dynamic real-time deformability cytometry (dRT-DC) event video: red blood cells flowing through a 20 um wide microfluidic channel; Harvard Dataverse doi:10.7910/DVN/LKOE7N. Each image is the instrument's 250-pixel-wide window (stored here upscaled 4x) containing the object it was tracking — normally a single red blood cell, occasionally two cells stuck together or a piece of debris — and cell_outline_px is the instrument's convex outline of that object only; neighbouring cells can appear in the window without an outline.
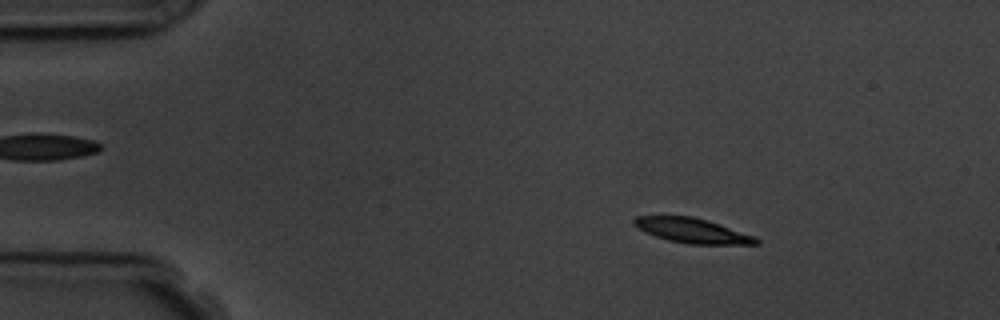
{"species": "common noctule bat (a hibernating species)", "species_latin": "Nyctalus noctula", "temperature_condition": "room temperature", "stored_images_in_passage": 4, "camera_frame_rate_fps": 3000, "um_per_image_px": 0.085, "animal": {"sex": "male", "body_mass_g": 19.5, "forearm_length_mm": 54.6}, "frame": {"image": 1, "passage_image": 2, "time_ms": 1.333, "image_size_px": [1000, 320], "cell_outline_px": [[760, 244], [688, 244], [668, 240], [656, 236], [632, 224], [632, 220], [636, 216], [692, 216], [708, 220], [756, 236], [760, 240]], "centroid_in_image_um": [58.89, 19.6], "position_along_channel_um": 26.1, "area_um2": 17.57}}